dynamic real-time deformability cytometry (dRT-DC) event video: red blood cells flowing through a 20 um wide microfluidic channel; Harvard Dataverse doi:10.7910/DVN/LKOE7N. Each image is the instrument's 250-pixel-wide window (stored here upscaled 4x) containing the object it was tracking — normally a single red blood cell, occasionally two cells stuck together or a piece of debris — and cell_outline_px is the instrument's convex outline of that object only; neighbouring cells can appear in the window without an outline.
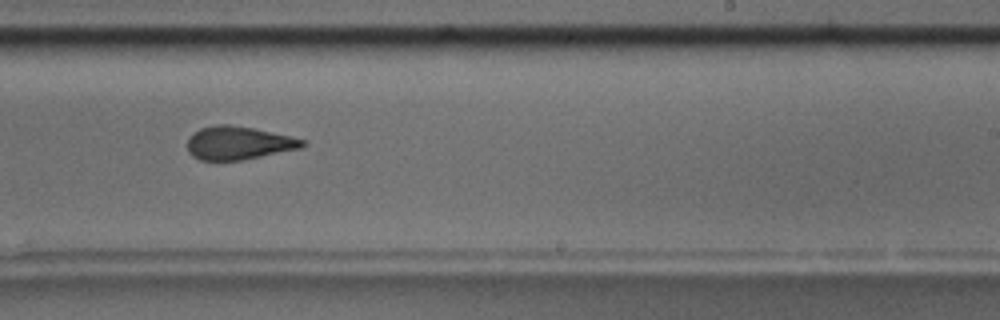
{"species": "common noctule bat (a hibernating species)", "species_latin": "Nyctalus noctula", "temperature_condition": "room temperature", "stored_images_in_passage": 15, "camera_frame_rate_fps": 3000, "um_per_image_px": 0.085, "animal": {"sex": "male", "body_mass_g": 17.5, "forearm_length_mm": 52.3}, "frame": {"image": 1, "passage_image": 9, "time_ms": 10.333, "image_size_px": [1000, 320], "cell_outline_px": [[308, 140], [300, 148], [240, 160], [200, 160], [192, 156], [188, 152], [188, 136], [200, 128], [216, 124], [228, 124], [252, 128], [292, 136]], "centroid_in_image_um": [20.25, 12.14], "position_along_channel_um": 268.8, "area_um2": 22.2}, "authors_computed_cell_mechanics": {"area_um2": 20.8658, "velocity_mm_per_s": 3.567, "shape_relaxation_time_tau1_ms": 2.9262, "shape_relaxation_time_tau2_ms": 5.2959, "deformation_change_tau1": 0.1341, "deformation_change_tau2": 0.134}}